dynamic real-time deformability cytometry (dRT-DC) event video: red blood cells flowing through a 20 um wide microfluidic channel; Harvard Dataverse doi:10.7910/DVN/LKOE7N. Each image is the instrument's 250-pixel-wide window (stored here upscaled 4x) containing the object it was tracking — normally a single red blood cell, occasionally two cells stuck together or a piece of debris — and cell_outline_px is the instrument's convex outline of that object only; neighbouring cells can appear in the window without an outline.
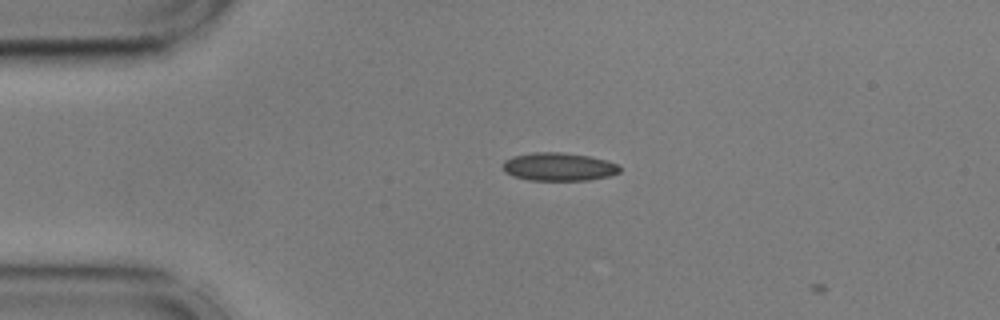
{"species": "common noctule bat (a hibernating species)", "species_latin": "Nyctalus noctula", "temperature_condition": "cold", "stored_images_in_passage": 3, "camera_frame_rate_fps": 3000, "um_per_image_px": 0.085, "animal": {"sex": "male", "body_mass_g": 17.9, "forearm_length_mm": 54.2}, "frame": {"image": 1, "passage_image": 2, "time_ms": 0.333, "image_size_px": [1000, 320], "cell_outline_px": [[620, 172], [608, 176], [588, 180], [528, 180], [512, 176], [504, 172], [504, 160], [512, 156], [536, 152], [564, 152], [588, 156], [604, 160], [616, 164], [620, 168]], "centroid_in_image_um": [47.45, 14.18], "position_along_channel_um": 37.5, "area_um2": 19.07}}